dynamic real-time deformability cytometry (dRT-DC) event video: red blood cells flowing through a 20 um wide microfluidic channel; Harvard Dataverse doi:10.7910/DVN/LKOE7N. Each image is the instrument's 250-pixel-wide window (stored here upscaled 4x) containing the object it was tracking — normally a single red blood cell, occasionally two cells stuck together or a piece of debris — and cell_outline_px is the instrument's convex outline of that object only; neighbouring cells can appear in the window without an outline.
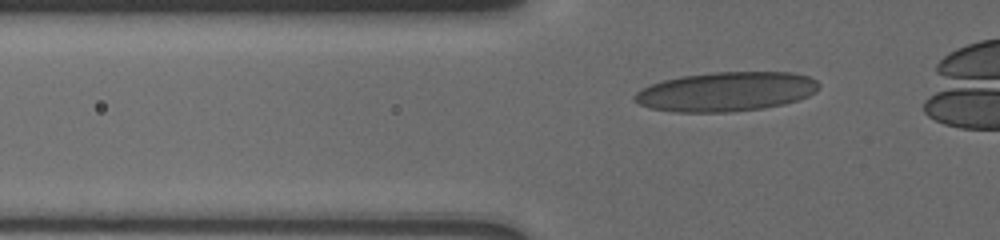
{"species": "human", "species_latin": "Homo sapiens", "temperature_condition": "cold", "stored_images_in_passage": 44, "camera_frame_rate_fps": 3000, "um_per_image_px": 0.085, "donor": {"sex": "male"}, "frame": {"image": 1, "passage_image": 12, "time_ms": 3.667, "image_size_px": [1000, 240], "cell_outline_px": [[820, 88], [816, 92], [808, 96], [784, 104], [764, 108], [728, 112], [672, 112], [648, 108], [632, 100], [632, 96], [636, 92], [652, 84], [664, 80], [680, 76], [712, 72], [792, 72], [808, 76], [816, 80], [820, 84]], "centroid_in_image_um": [61.72, 7.79], "position_along_channel_um": 64.1, "area_um2": 42.54}}
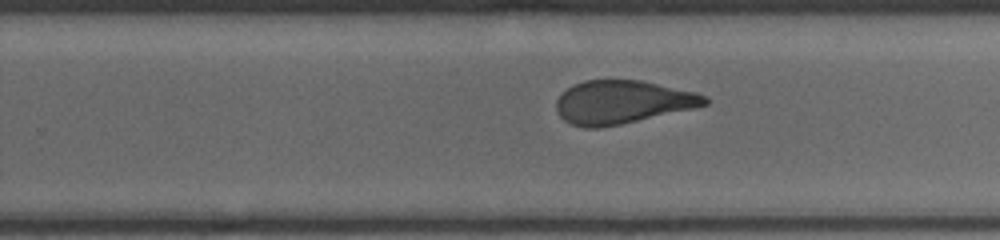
{"frame": {"image": 2, "passage_image": 29, "time_ms": 9.667, "image_size_px": [1000, 240], "cell_outline_px": [[708, 104], [692, 108], [620, 124], [600, 128], [584, 128], [572, 124], [564, 120], [556, 112], [556, 100], [572, 84], [584, 80], [640, 80], [696, 92], [704, 96], [708, 100]], "centroid_in_image_um": [52.84, 8.67], "position_along_channel_um": 277.0, "area_um2": 37.11}}
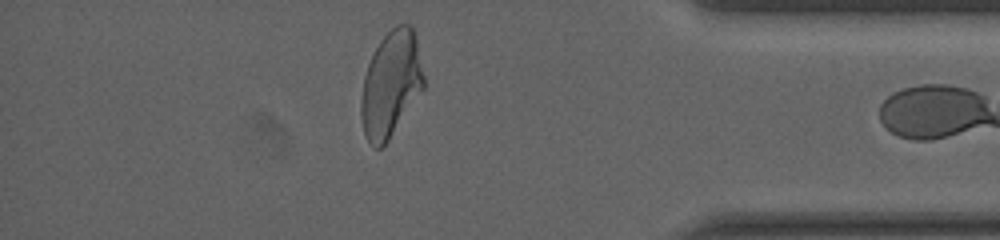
{"frame": {"image": 3, "passage_image": 42, "time_ms": 13.667, "image_size_px": [1000, 240], "cell_outline_px": [[424, 88], [388, 140], [380, 148], [376, 148], [368, 140], [364, 132], [360, 116], [360, 104], [364, 76], [368, 64], [380, 40], [396, 24], [408, 24], [412, 28], [416, 40], [424, 76]], "centroid_in_image_um": [33.21, 7.15], "position_along_channel_um": 402.0, "area_um2": 38.09}, "authors_computed_cell_mechanics": {"area_um2": 38.8127, "velocity_mm_per_s": 3.6877, "shape_relaxation_time_tau1_ms": 5.9922, "shape_relaxation_time_tau2_ms": 1.1672, "deformation_change_tau1": 0.1731, "deformation_change_tau2": 0.0871}}